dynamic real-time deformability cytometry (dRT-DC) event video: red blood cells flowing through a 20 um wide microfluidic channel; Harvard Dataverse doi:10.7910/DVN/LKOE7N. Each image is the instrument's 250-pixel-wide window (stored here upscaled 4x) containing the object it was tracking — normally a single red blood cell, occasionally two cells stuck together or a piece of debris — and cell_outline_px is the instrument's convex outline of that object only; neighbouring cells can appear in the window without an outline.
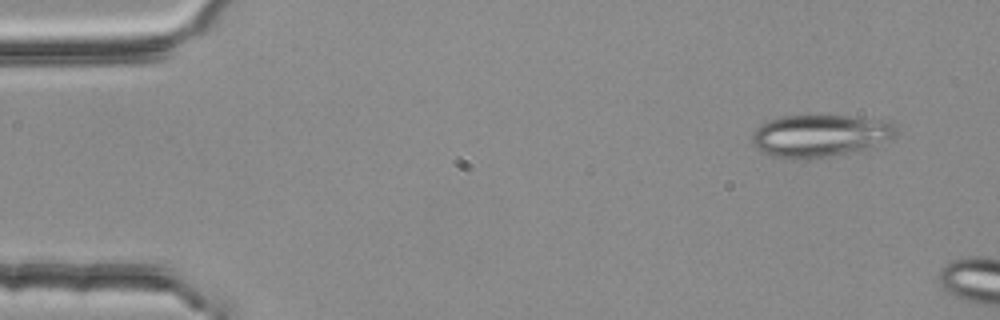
{"species": "common noctule bat (a hibernating species)", "species_latin": "Nyctalus noctula", "temperature_condition": "room temperature", "stored_images_in_passage": 6, "camera_frame_rate_fps": 3000, "um_per_image_px": 0.085, "animal": {"sex": "female", "body_mass_g": 25.1}, "frame": {"image": 1, "passage_image": 1, "time_ms": 0.0, "image_size_px": [1000, 320], "cell_outline_px": [[896, 132], [892, 136], [872, 148], [856, 152], [828, 156], [772, 156], [756, 148], [752, 140], [752, 136], [756, 128], [768, 120], [780, 116], [848, 116], [888, 120], [892, 124]], "centroid_in_image_um": [69.72, 11.5], "position_along_channel_um": 15.3, "area_um2": 34.62}}